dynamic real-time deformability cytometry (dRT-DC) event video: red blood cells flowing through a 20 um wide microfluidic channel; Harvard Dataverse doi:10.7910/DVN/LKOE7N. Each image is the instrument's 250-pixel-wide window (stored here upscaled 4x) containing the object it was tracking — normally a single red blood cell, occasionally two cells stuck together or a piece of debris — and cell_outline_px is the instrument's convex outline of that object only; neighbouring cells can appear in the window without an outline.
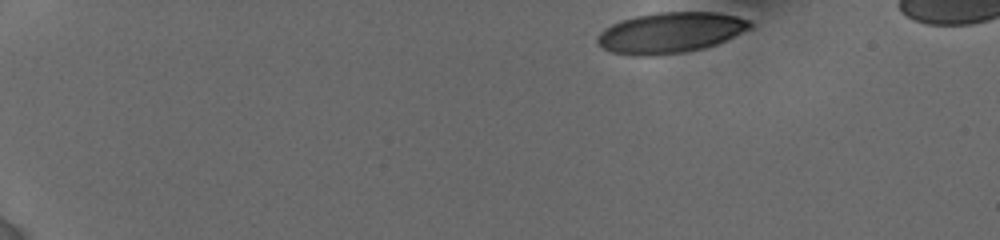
{"species": "human", "species_latin": "Homo sapiens", "temperature_condition": "cold", "stored_images_in_passage": 13, "camera_frame_rate_fps": 3000, "um_per_image_px": 0.085, "donor": {"sex": "female"}, "frame": {"image": 1, "passage_image": 1, "time_ms": 0.0, "image_size_px": [1000, 240], "cell_outline_px": [[752, 28], [716, 44], [704, 48], [684, 52], [652, 56], [636, 56], [612, 52], [596, 44], [596, 36], [604, 28], [620, 20], [636, 16], [656, 12], [716, 12], [736, 16], [752, 20]], "centroid_in_image_um": [56.96, 2.77], "position_along_channel_um": 28.0, "area_um2": 36.41}}
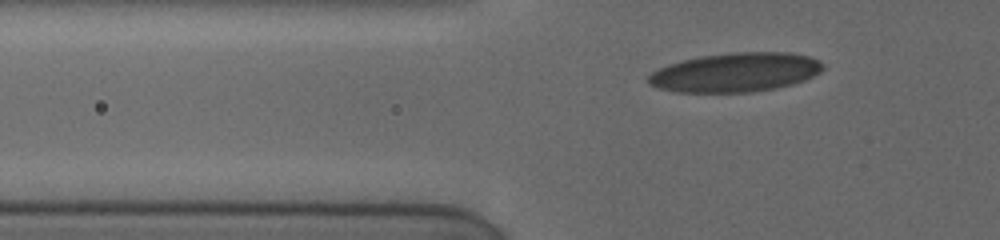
{"frame": {"image": 2, "passage_image": 8, "time_ms": 3.667, "image_size_px": [1000, 240], "cell_outline_px": [[824, 68], [820, 72], [804, 80], [792, 84], [776, 88], [752, 92], [676, 92], [656, 88], [648, 84], [648, 76], [652, 72], [668, 64], [700, 56], [732, 52], [788, 52], [808, 56], [820, 60], [824, 64]], "centroid_in_image_um": [62.52, 6.15], "position_along_channel_um": 63.3, "area_um2": 39.94}}
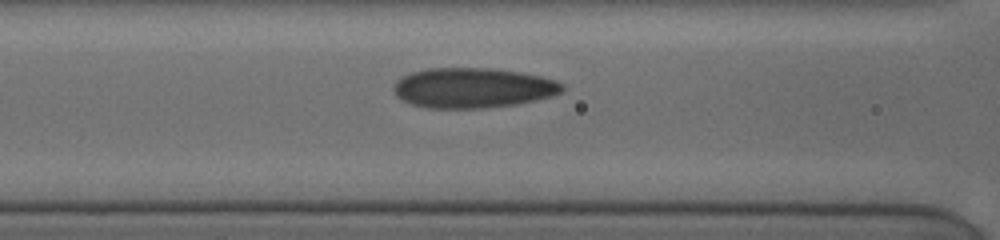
{"frame": {"image": 3, "passage_image": 13, "time_ms": 5.667, "image_size_px": [1000, 240], "cell_outline_px": [[564, 88], [560, 92], [552, 96], [536, 100], [516, 104], [480, 108], [428, 108], [412, 104], [396, 96], [392, 88], [396, 80], [412, 72], [428, 68], [492, 68], [520, 72], [540, 76], [556, 80], [564, 84]], "centroid_in_image_um": [40.19, 7.46], "position_along_channel_um": 126.4, "area_um2": 39.36}}